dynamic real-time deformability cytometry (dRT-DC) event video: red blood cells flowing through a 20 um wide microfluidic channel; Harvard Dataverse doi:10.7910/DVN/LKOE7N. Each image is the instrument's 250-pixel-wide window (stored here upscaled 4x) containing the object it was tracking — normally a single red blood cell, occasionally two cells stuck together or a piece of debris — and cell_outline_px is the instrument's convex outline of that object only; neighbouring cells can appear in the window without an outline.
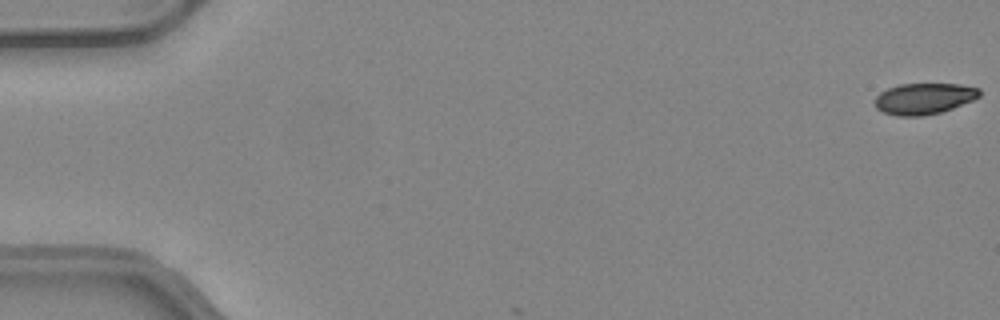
{"species": "common noctule bat (a hibernating species)", "species_latin": "Nyctalus noctula", "temperature_condition": "warm", "stored_images_in_passage": 5, "camera_frame_rate_fps": 3000, "um_per_image_px": 0.085, "animal": {"sex": "female", "body_mass_g": 24.6, "forearm_length_mm": 56.2}, "frame": {"image": 1, "passage_image": 1, "time_ms": 0.0, "image_size_px": [1000, 320], "cell_outline_px": [[980, 96], [972, 100], [952, 108], [940, 112], [924, 116], [896, 116], [884, 112], [876, 108], [876, 96], [880, 92], [888, 88], [900, 84], [960, 84], [980, 88]], "centroid_in_image_um": [78.54, 8.38], "position_along_channel_um": 6.5, "area_um2": 18.9}}